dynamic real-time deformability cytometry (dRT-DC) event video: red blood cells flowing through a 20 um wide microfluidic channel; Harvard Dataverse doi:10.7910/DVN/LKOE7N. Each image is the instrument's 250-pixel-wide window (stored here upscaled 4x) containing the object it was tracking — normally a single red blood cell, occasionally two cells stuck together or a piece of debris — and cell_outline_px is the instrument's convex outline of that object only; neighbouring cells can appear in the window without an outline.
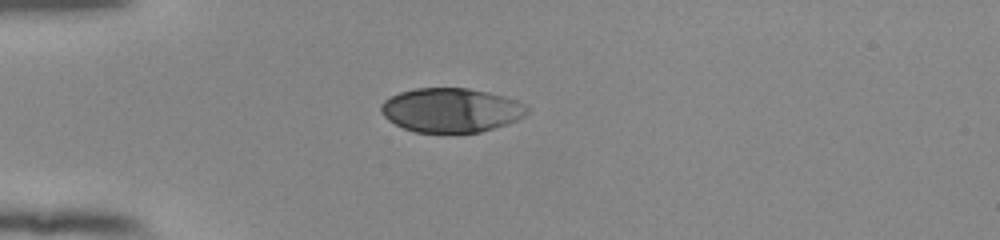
{"species": "human", "species_latin": "Homo sapiens", "temperature_condition": "room temperature", "stored_images_in_passage": 39, "camera_frame_rate_fps": 3000, "um_per_image_px": 0.085, "donor": {"sex": "female"}, "frame": {"image": 1, "passage_image": 1, "time_ms": 0.0, "image_size_px": [1000, 240], "cell_outline_px": [[528, 112], [524, 116], [516, 120], [480, 132], [416, 132], [404, 128], [388, 120], [380, 112], [380, 104], [384, 100], [400, 92], [416, 88], [468, 88], [488, 92], [504, 96], [516, 100], [524, 104], [528, 108]], "centroid_in_image_um": [38.32, 9.35], "position_along_channel_um": 46.7, "area_um2": 37.4}}
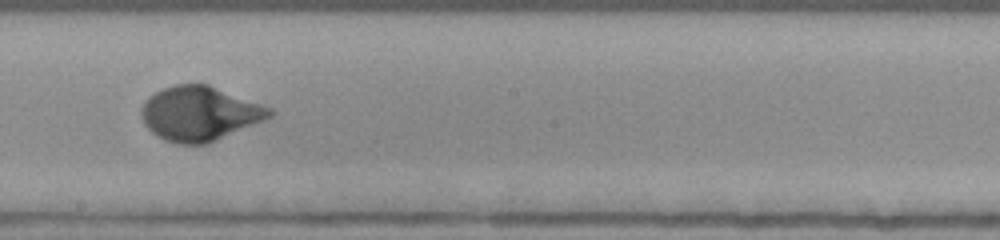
{"frame": {"image": 2, "passage_image": 17, "time_ms": 5.333, "image_size_px": [1000, 240], "cell_outline_px": [[276, 112], [272, 116], [264, 120], [208, 144], [176, 144], [164, 140], [156, 136], [144, 124], [140, 112], [144, 100], [148, 96], [164, 88], [176, 84], [208, 84], [272, 108]], "centroid_in_image_um": [16.96, 9.66], "position_along_channel_um": 231.2, "area_um2": 40.81}}
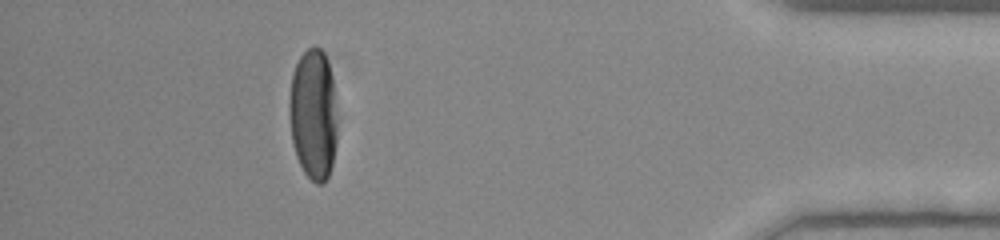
{"frame": {"image": 3, "passage_image": 34, "time_ms": 11.0, "image_size_px": [1000, 240], "cell_outline_px": [[336, 144], [332, 164], [328, 176], [320, 184], [316, 184], [304, 172], [296, 156], [292, 144], [288, 112], [288, 104], [292, 76], [296, 64], [300, 56], [312, 44], [316, 44], [324, 52], [328, 64], [332, 80], [336, 120]], "centroid_in_image_um": [26.6, 9.71], "position_along_channel_um": 408.6, "area_um2": 36.65}, "authors_computed_cell_mechanics": {"area_um2": 39.7664, "velocity_mm_per_s": 3.9102, "shape_relaxation_time_tau1_ms": 2.6075, "shape_relaxation_time_tau2_ms": null, "deformation_change_tau1": 0.1789, "deformation_change_tau2": null}}